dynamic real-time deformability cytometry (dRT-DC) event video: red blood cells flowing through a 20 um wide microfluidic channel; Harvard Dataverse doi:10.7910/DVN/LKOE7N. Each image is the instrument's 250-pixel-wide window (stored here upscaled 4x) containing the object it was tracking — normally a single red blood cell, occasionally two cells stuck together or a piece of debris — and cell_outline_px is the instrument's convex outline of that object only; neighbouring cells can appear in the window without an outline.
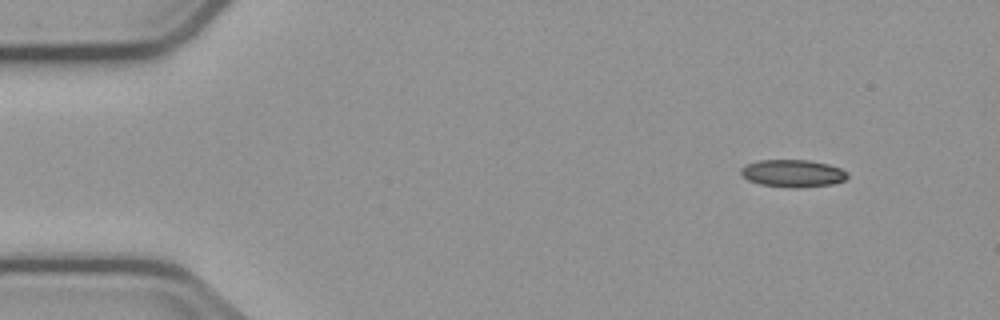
{"species": "common noctule bat (a hibernating species)", "species_latin": "Nyctalus noctula", "temperature_condition": "cold", "stored_images_in_passage": 4, "camera_frame_rate_fps": 3000, "um_per_image_px": 0.085, "animal": {"sex": "male", "body_mass_g": 23.1, "forearm_length_mm": 52.7}, "frame": {"image": 1, "passage_image": 1, "time_ms": 0.0, "image_size_px": [1000, 320], "cell_outline_px": [[848, 176], [844, 180], [832, 184], [796, 188], [792, 188], [760, 184], [748, 180], [740, 172], [740, 168], [756, 160], [808, 160], [828, 164], [840, 168], [848, 172]], "centroid_in_image_um": [67.39, 14.73], "position_along_channel_um": 17.6, "area_um2": 16.99}}
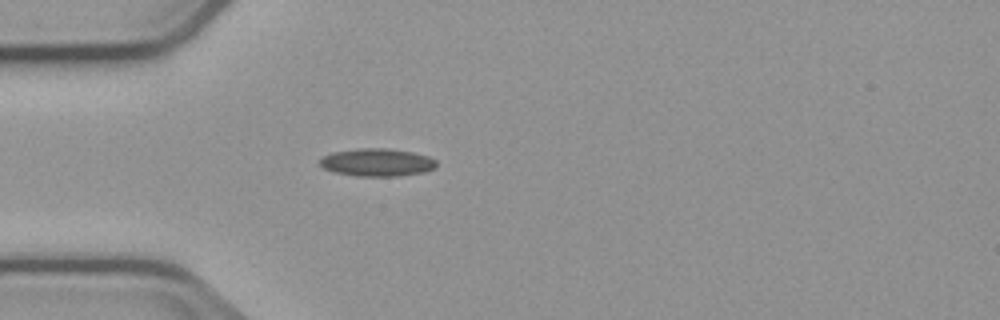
{"frame": {"image": 2, "passage_image": 4, "time_ms": 3.333, "image_size_px": [1000, 320], "cell_outline_px": [[436, 168], [424, 172], [396, 176], [356, 176], [332, 172], [324, 168], [320, 164], [320, 156], [332, 152], [356, 148], [388, 148], [412, 152], [428, 156], [436, 160]], "centroid_in_image_um": [32.02, 13.8], "position_along_channel_um": 53.0, "area_um2": 19.07}}